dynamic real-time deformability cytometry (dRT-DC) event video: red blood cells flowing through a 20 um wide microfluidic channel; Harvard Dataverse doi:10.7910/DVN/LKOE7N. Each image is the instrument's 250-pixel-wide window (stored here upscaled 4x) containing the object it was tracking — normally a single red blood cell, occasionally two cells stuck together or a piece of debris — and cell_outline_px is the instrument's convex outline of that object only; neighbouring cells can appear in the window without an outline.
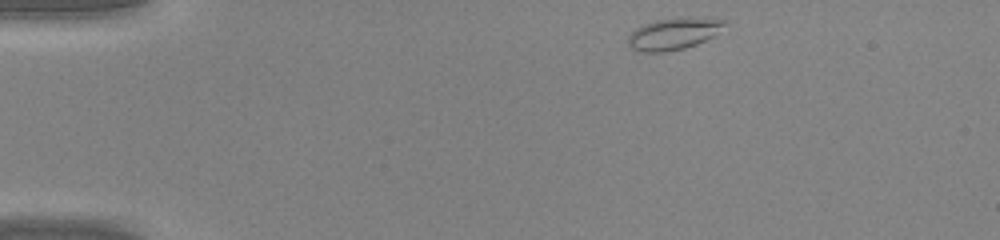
{"species": "common noctule bat (a hibernating species)", "species_latin": "Nyctalus noctula", "temperature_condition": "warm", "stored_images_in_passage": 39, "camera_frame_rate_fps": 3000, "um_per_image_px": 0.085, "animal": {"sex": "male", "body_mass_g": 20.0, "forearm_length_mm": 53.3}, "frame": {"image": 1, "passage_image": 1, "time_ms": 0.0, "image_size_px": [1000, 240], "cell_outline_px": [[724, 24], [712, 36], [696, 44], [684, 48], [664, 52], [636, 52], [628, 44], [628, 36], [636, 28], [644, 24], [656, 20], [724, 20]], "centroid_in_image_um": [57.1, 2.94], "position_along_channel_um": 27.9, "area_um2": 16.65}}
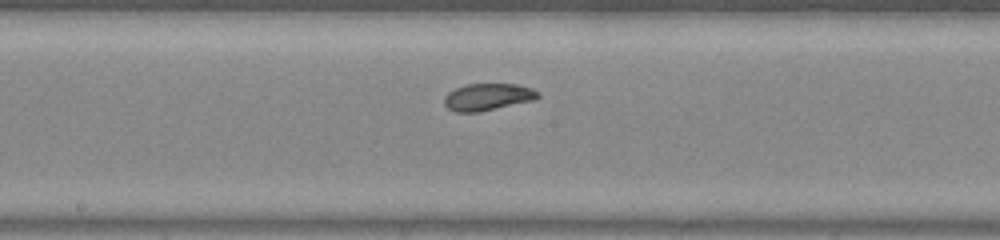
{"frame": {"image": 2, "passage_image": 18, "time_ms": 5.667, "image_size_px": [1000, 240], "cell_outline_px": [[540, 96], [536, 100], [480, 112], [456, 112], [448, 108], [444, 104], [444, 96], [448, 92], [456, 88], [468, 84], [516, 84], [532, 88], [540, 92]], "centroid_in_image_um": [41.49, 8.24], "position_along_channel_um": 206.7, "area_um2": 14.91}}
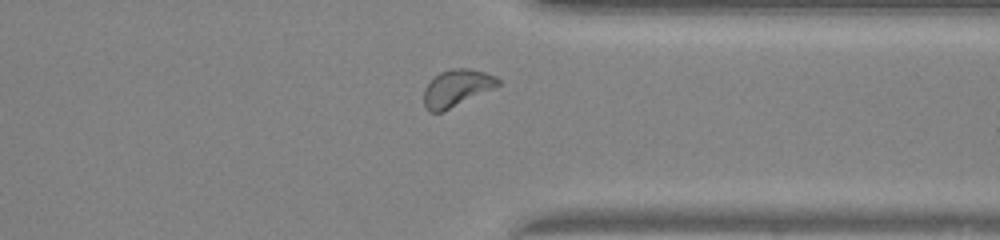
{"frame": {"image": 3, "passage_image": 29, "time_ms": 9.333, "image_size_px": [1000, 240], "cell_outline_px": [[500, 84], [444, 112], [428, 112], [424, 104], [424, 88], [440, 72], [452, 68], [468, 68], [484, 72], [496, 76], [500, 80]], "centroid_in_image_um": [38.8, 7.49], "position_along_channel_um": 372.6, "area_um2": 15.78}}